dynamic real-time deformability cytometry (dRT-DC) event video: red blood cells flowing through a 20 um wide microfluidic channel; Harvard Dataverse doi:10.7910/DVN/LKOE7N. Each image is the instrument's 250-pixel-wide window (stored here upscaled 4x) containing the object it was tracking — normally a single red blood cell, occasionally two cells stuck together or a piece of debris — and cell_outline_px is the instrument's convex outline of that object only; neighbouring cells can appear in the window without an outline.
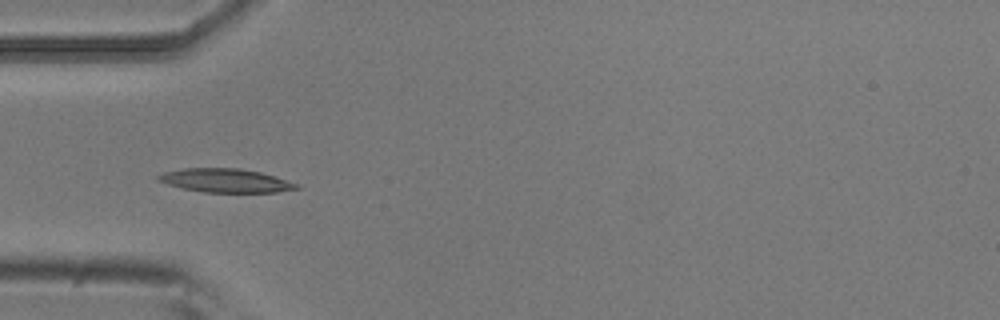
{"species": "common noctule bat (a hibernating species)", "species_latin": "Nyctalus noctula", "temperature_condition": "room temperature", "stored_images_in_passage": 5, "camera_frame_rate_fps": 3000, "um_per_image_px": 0.085, "animal": {"sex": "male", "body_mass_g": 20.5, "forearm_length_mm": 52.5}, "frame": {"image": 1, "passage_image": 5, "time_ms": 1.333, "image_size_px": [1000, 320], "cell_outline_px": [[300, 188], [276, 192], [204, 192], [184, 188], [168, 184], [156, 180], [156, 176], [164, 172], [184, 168], [240, 168], [260, 172], [300, 184]], "centroid_in_image_um": [19.17, 15.34], "position_along_channel_um": 65.8, "area_um2": 18.96}}